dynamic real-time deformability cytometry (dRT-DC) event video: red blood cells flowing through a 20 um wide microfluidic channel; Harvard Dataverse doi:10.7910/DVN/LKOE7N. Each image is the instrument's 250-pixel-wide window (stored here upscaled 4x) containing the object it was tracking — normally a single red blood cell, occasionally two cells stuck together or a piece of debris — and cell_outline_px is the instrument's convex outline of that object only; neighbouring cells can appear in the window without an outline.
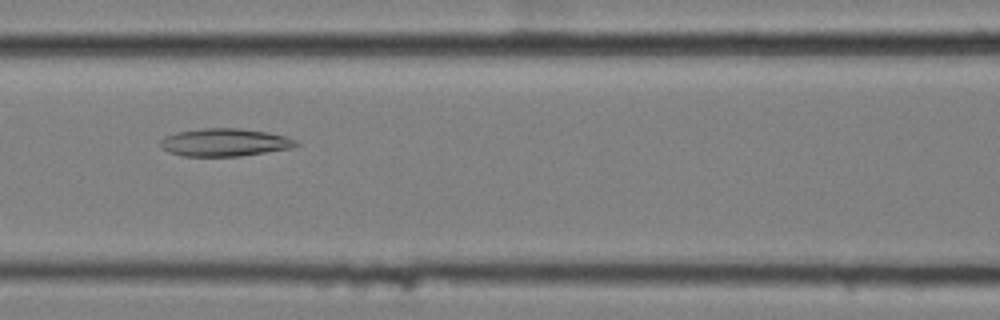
{"species": "common noctule bat (a hibernating species)", "species_latin": "Nyctalus noctula", "temperature_condition": "cold", "stored_images_in_passage": 8, "camera_frame_rate_fps": 3000, "um_per_image_px": 0.085, "animal": {"sex": "female", "body_mass_g": 25.1}, "frame": {"image": 1, "passage_image": 7, "time_ms": 2.0, "image_size_px": [1000, 320], "cell_outline_px": [[300, 144], [292, 148], [240, 156], [184, 156], [168, 152], [160, 144], [160, 140], [164, 136], [176, 132], [204, 128], [240, 128], [268, 132], [284, 136], [296, 140]], "centroid_in_image_um": [19.1, 12.1], "position_along_channel_um": 147.5, "area_um2": 21.96}}
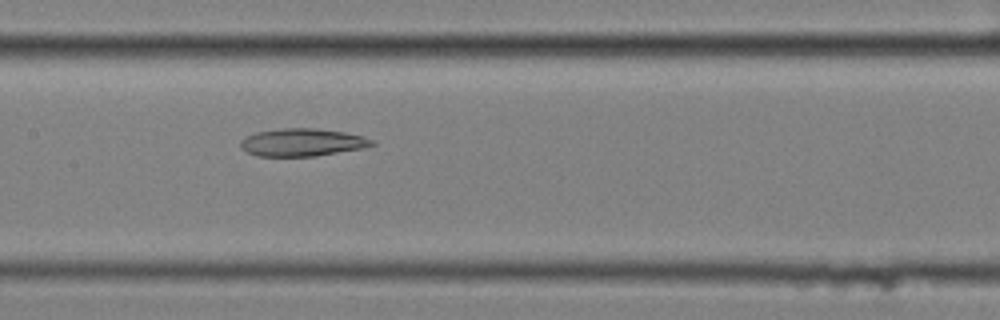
{"frame": {"image": 2, "passage_image": 8, "time_ms": 2.333, "image_size_px": [1000, 320], "cell_outline_px": [[376, 144], [364, 148], [316, 156], [256, 156], [240, 148], [240, 140], [256, 132], [284, 128], [316, 128], [344, 132], [376, 140]], "centroid_in_image_um": [25.71, 12.1], "position_along_channel_um": 181.7, "area_um2": 21.21}}